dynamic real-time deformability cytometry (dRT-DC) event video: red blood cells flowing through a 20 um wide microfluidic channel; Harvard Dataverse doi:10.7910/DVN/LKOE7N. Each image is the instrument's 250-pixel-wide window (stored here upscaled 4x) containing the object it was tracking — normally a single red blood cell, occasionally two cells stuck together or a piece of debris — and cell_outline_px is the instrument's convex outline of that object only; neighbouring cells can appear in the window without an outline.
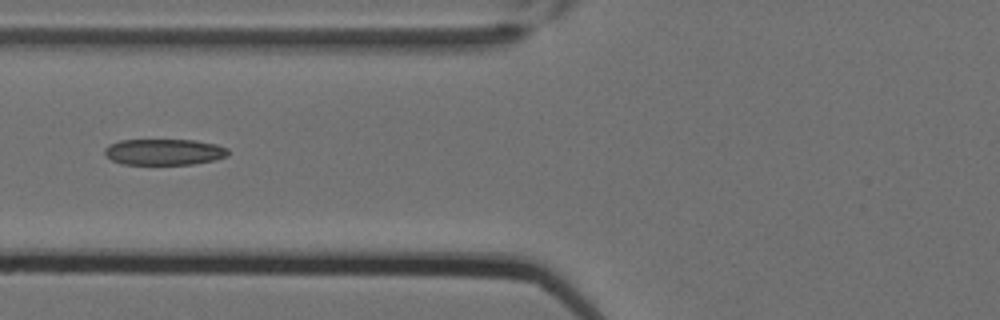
{"species": "Egyptian fruit bat (a non-hibernating species)", "species_latin": "Rousettus aegyptiacus", "temperature_condition": "cold", "stored_images_in_passage": 12, "camera_frame_rate_fps": 3000, "um_per_image_px": 0.085, "animal": {"sex": "female"}, "frame": {"image": 1, "passage_image": 7, "time_ms": 2.0, "image_size_px": [1000, 320], "cell_outline_px": [[228, 156], [216, 160], [192, 164], [120, 164], [112, 160], [104, 152], [104, 148], [120, 140], [196, 140], [216, 144], [228, 148]], "centroid_in_image_um": [13.99, 12.92], "position_along_channel_um": 111.8, "area_um2": 18.79}}
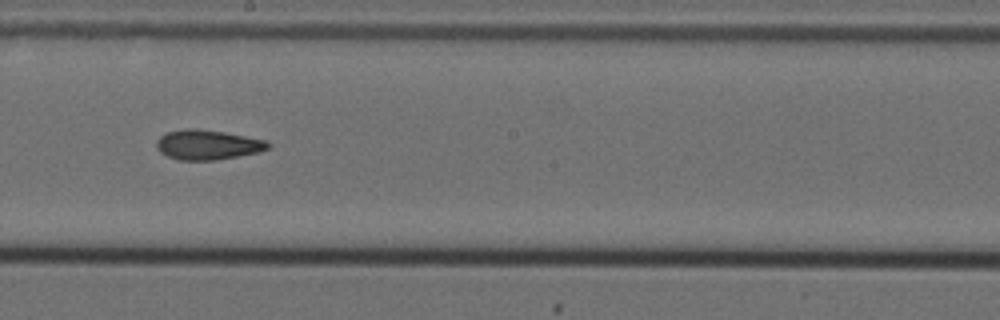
{"frame": {"image": 2, "passage_image": 10, "time_ms": 3.0, "image_size_px": [1000, 320], "cell_outline_px": [[272, 144], [268, 148], [260, 152], [216, 160], [180, 160], [168, 156], [160, 152], [156, 148], [156, 140], [160, 136], [168, 132], [184, 128], [196, 128], [224, 132], [268, 140]], "centroid_in_image_um": [17.66, 12.3], "position_along_channel_um": 230.5, "area_um2": 19.54}}
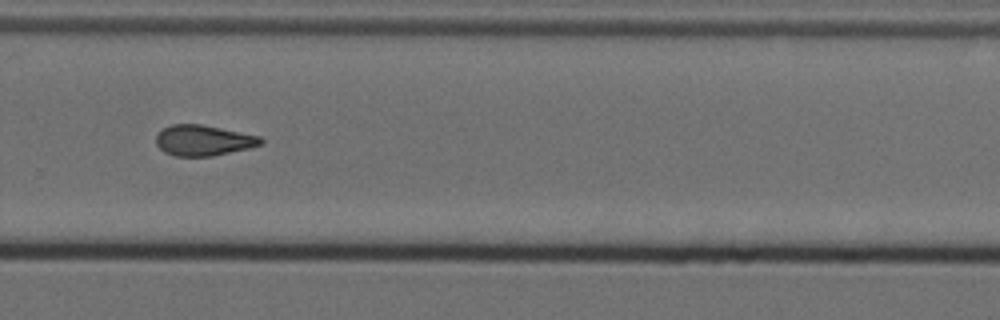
{"frame": {"image": 3, "passage_image": 12, "time_ms": 3.667, "image_size_px": [1000, 320], "cell_outline_px": [[264, 144], [248, 148], [212, 156], [176, 156], [164, 152], [156, 144], [156, 132], [172, 124], [204, 124], [260, 136], [264, 140]], "centroid_in_image_um": [17.29, 11.92], "position_along_channel_um": 312.5, "area_um2": 18.84}}